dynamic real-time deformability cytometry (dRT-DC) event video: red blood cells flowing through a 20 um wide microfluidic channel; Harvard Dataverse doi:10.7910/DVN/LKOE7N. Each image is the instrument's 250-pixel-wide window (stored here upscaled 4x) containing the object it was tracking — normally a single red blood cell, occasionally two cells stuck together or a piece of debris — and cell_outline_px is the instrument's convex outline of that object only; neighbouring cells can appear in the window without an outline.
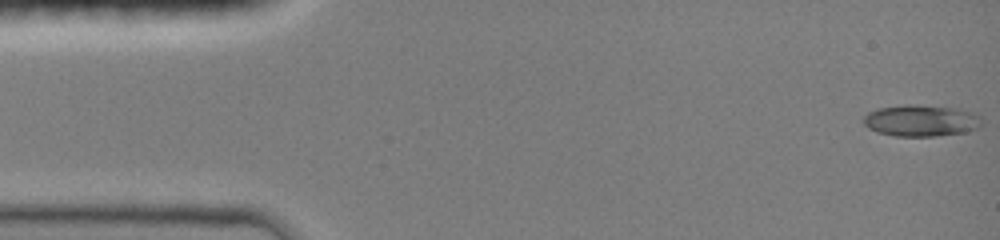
{"species": "common noctule bat (a hibernating species)", "species_latin": "Nyctalus noctula", "temperature_condition": "room temperature", "stored_images_in_passage": 37, "camera_frame_rate_fps": 3000, "um_per_image_px": 0.085, "animal": {"sex": "female", "body_mass_g": 19.0, "forearm_length_mm": 51.5}, "frame": {"image": 1, "passage_image": 1, "time_ms": 0.0, "image_size_px": [1000, 240], "cell_outline_px": [[984, 124], [980, 128], [968, 132], [936, 136], [896, 136], [876, 132], [868, 128], [864, 124], [864, 116], [868, 112], [876, 108], [904, 104], [912, 104], [960, 108], [980, 116]], "centroid_in_image_um": [78.32, 10.25], "position_along_channel_um": 6.7, "area_um2": 22.2}}
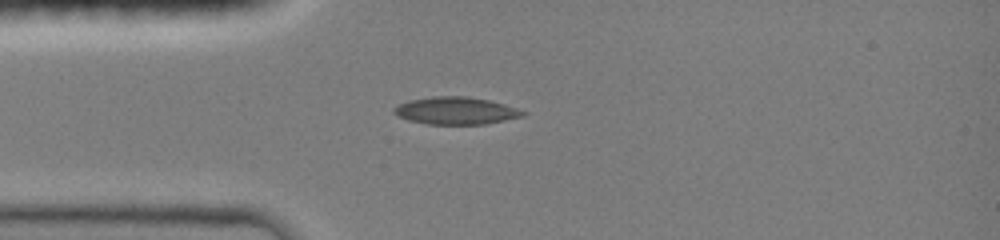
{"frame": {"image": 2, "passage_image": 25, "time_ms": 3.667, "image_size_px": [1000, 240], "cell_outline_px": [[528, 112], [524, 116], [484, 124], [428, 124], [408, 120], [392, 112], [392, 108], [408, 100], [432, 96], [464, 96], [488, 100], [504, 104]], "centroid_in_image_um": [38.74, 9.4], "position_along_channel_um": 46.3, "area_um2": 20.46}}
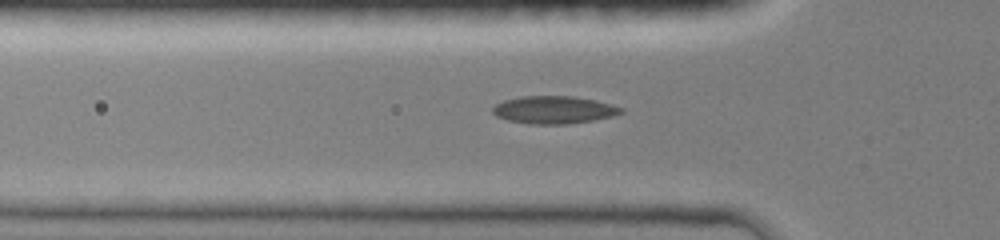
{"frame": {"image": 3, "passage_image": 32, "time_ms": 4.667, "image_size_px": [1000, 240], "cell_outline_px": [[624, 112], [612, 116], [592, 120], [564, 124], [528, 124], [508, 120], [496, 116], [492, 112], [492, 108], [496, 104], [504, 100], [520, 96], [572, 96], [596, 100], [624, 108]], "centroid_in_image_um": [47.06, 9.33], "position_along_channel_um": 78.7, "area_um2": 20.63}}